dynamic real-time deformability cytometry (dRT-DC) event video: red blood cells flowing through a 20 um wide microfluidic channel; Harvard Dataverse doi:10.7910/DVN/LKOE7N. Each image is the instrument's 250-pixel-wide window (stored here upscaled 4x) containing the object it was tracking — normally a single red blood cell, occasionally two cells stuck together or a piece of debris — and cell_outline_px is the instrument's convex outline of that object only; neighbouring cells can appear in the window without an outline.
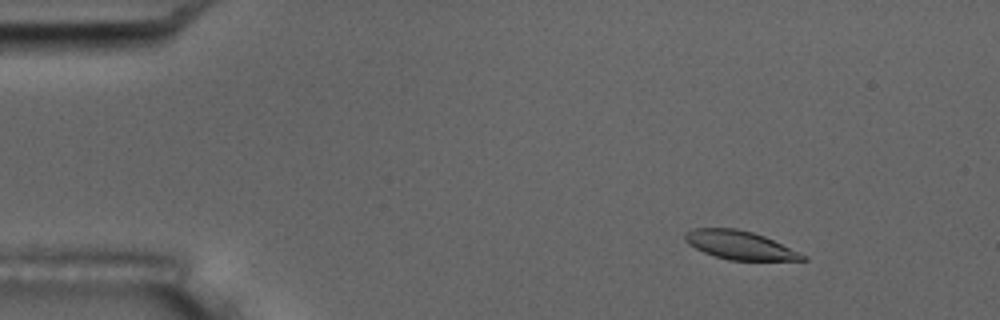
{"species": "common noctule bat (a hibernating species)", "species_latin": "Nyctalus noctula", "temperature_condition": "room temperature", "stored_images_in_passage": 56, "camera_frame_rate_fps": 3000, "um_per_image_px": 0.085, "animal": {"sex": "male", "body_mass_g": 17.5, "forearm_length_mm": 52.3}, "frame": {"image": 1, "passage_image": 8, "time_ms": 2.333, "image_size_px": [1000, 320], "cell_outline_px": [[808, 260], [728, 260], [704, 252], [688, 244], [684, 240], [684, 236], [688, 232], [696, 228], [736, 228], [752, 232], [764, 236], [808, 256]], "centroid_in_image_um": [62.9, 20.84], "position_along_channel_um": 22.1, "area_um2": 19.31}}
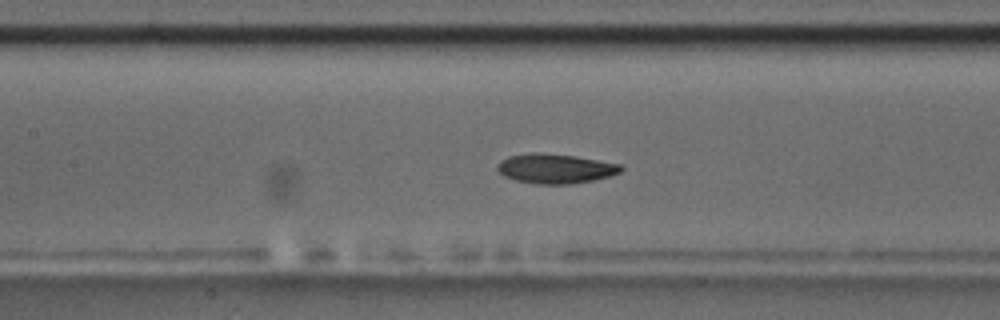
{"frame": {"image": 2, "passage_image": 26, "time_ms": 8.333, "image_size_px": [1000, 320], "cell_outline_px": [[624, 168], [620, 172], [608, 176], [592, 180], [568, 184], [536, 184], [516, 180], [504, 176], [496, 168], [496, 164], [500, 160], [508, 156], [532, 152], [540, 152], [576, 156], [620, 164]], "centroid_in_image_um": [47.16, 14.32], "position_along_channel_um": 160.2, "area_um2": 21.33}}
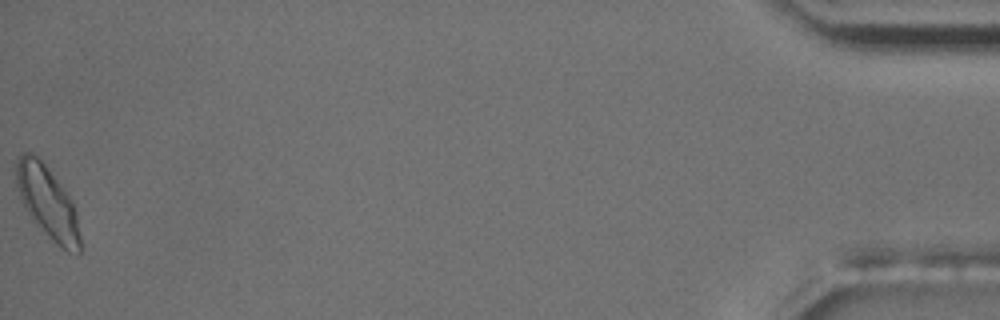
{"frame": {"image": 3, "passage_image": 56, "time_ms": 18.333, "image_size_px": [1000, 320], "cell_outline_px": [[80, 252], [76, 256], [60, 248], [32, 220], [20, 196], [16, 184], [16, 160], [20, 152], [32, 152], [44, 164], [72, 200], [76, 212], [80, 236]], "centroid_in_image_um": [4.05, 17.22], "position_along_channel_um": 431.2, "area_um2": 26.7}, "authors_computed_cell_mechanics": {"area_um2": 20.8658, "velocity_mm_per_s": 3.6845, "shape_relaxation_time_tau1_ms": 2.2911, "shape_relaxation_time_tau2_ms": 10.9156, "deformation_change_tau1": 0.1226, "deformation_change_tau2": 0.1631}}